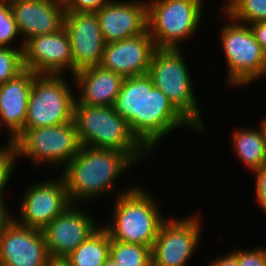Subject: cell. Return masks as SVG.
Listing matches in <instances>:
<instances>
[{"label":"cell","instance_id":"6da1fadb","mask_svg":"<svg viewBox=\"0 0 266 266\" xmlns=\"http://www.w3.org/2000/svg\"><path fill=\"white\" fill-rule=\"evenodd\" d=\"M113 109L150 154L162 138L178 127L199 132L155 87L148 74L124 78Z\"/></svg>","mask_w":266,"mask_h":266},{"label":"cell","instance_id":"7a4b0ae2","mask_svg":"<svg viewBox=\"0 0 266 266\" xmlns=\"http://www.w3.org/2000/svg\"><path fill=\"white\" fill-rule=\"evenodd\" d=\"M134 164L124 152L81 146L79 152L63 167L61 176L70 201L72 204H79L93 201L101 194L107 196L113 193L116 197L130 190L132 185L125 188L127 190L115 188L120 177Z\"/></svg>","mask_w":266,"mask_h":266},{"label":"cell","instance_id":"3957f363","mask_svg":"<svg viewBox=\"0 0 266 266\" xmlns=\"http://www.w3.org/2000/svg\"><path fill=\"white\" fill-rule=\"evenodd\" d=\"M73 120L81 146L121 151L135 163L151 157L113 106L75 104Z\"/></svg>","mask_w":266,"mask_h":266},{"label":"cell","instance_id":"277c9868","mask_svg":"<svg viewBox=\"0 0 266 266\" xmlns=\"http://www.w3.org/2000/svg\"><path fill=\"white\" fill-rule=\"evenodd\" d=\"M143 187L133 185L116 196L112 207V220L103 226L111 241L153 246L163 218L159 206Z\"/></svg>","mask_w":266,"mask_h":266},{"label":"cell","instance_id":"5b68a950","mask_svg":"<svg viewBox=\"0 0 266 266\" xmlns=\"http://www.w3.org/2000/svg\"><path fill=\"white\" fill-rule=\"evenodd\" d=\"M181 48H156L148 75L174 107L200 132L205 129L203 114Z\"/></svg>","mask_w":266,"mask_h":266},{"label":"cell","instance_id":"8992f818","mask_svg":"<svg viewBox=\"0 0 266 266\" xmlns=\"http://www.w3.org/2000/svg\"><path fill=\"white\" fill-rule=\"evenodd\" d=\"M227 17L220 33L221 46L227 64V83L239 88L246 87L266 76V54L256 41L248 24H242Z\"/></svg>","mask_w":266,"mask_h":266},{"label":"cell","instance_id":"52a82bcc","mask_svg":"<svg viewBox=\"0 0 266 266\" xmlns=\"http://www.w3.org/2000/svg\"><path fill=\"white\" fill-rule=\"evenodd\" d=\"M202 5V0H148L147 30L156 48L179 49L190 39L200 27Z\"/></svg>","mask_w":266,"mask_h":266},{"label":"cell","instance_id":"ba28073f","mask_svg":"<svg viewBox=\"0 0 266 266\" xmlns=\"http://www.w3.org/2000/svg\"><path fill=\"white\" fill-rule=\"evenodd\" d=\"M68 83L63 75L36 76L31 87L23 132L73 120L76 96Z\"/></svg>","mask_w":266,"mask_h":266},{"label":"cell","instance_id":"9c48e42d","mask_svg":"<svg viewBox=\"0 0 266 266\" xmlns=\"http://www.w3.org/2000/svg\"><path fill=\"white\" fill-rule=\"evenodd\" d=\"M15 148L18 160L23 156L34 160L32 163L36 167L47 163L50 167H59L69 163L79 152L81 143L72 120L60 125L27 129L15 140Z\"/></svg>","mask_w":266,"mask_h":266},{"label":"cell","instance_id":"30bf717a","mask_svg":"<svg viewBox=\"0 0 266 266\" xmlns=\"http://www.w3.org/2000/svg\"><path fill=\"white\" fill-rule=\"evenodd\" d=\"M197 213L182 219H165L151 248L152 266H187L201 241Z\"/></svg>","mask_w":266,"mask_h":266},{"label":"cell","instance_id":"8fae6325","mask_svg":"<svg viewBox=\"0 0 266 266\" xmlns=\"http://www.w3.org/2000/svg\"><path fill=\"white\" fill-rule=\"evenodd\" d=\"M59 177L34 182L23 192L19 219L20 225L43 230L55 217L72 205L64 179ZM17 219V220H16Z\"/></svg>","mask_w":266,"mask_h":266},{"label":"cell","instance_id":"7c38bea8","mask_svg":"<svg viewBox=\"0 0 266 266\" xmlns=\"http://www.w3.org/2000/svg\"><path fill=\"white\" fill-rule=\"evenodd\" d=\"M64 28L72 49V75L100 66L106 45L96 12H65Z\"/></svg>","mask_w":266,"mask_h":266},{"label":"cell","instance_id":"4fadbf2b","mask_svg":"<svg viewBox=\"0 0 266 266\" xmlns=\"http://www.w3.org/2000/svg\"><path fill=\"white\" fill-rule=\"evenodd\" d=\"M72 62L71 42L64 27L52 34L33 36L24 43V68L36 74L64 75L70 71L72 75Z\"/></svg>","mask_w":266,"mask_h":266},{"label":"cell","instance_id":"5bb4252c","mask_svg":"<svg viewBox=\"0 0 266 266\" xmlns=\"http://www.w3.org/2000/svg\"><path fill=\"white\" fill-rule=\"evenodd\" d=\"M79 206L72 204L42 230L50 255L69 256L100 227L95 217Z\"/></svg>","mask_w":266,"mask_h":266},{"label":"cell","instance_id":"9a60e30c","mask_svg":"<svg viewBox=\"0 0 266 266\" xmlns=\"http://www.w3.org/2000/svg\"><path fill=\"white\" fill-rule=\"evenodd\" d=\"M49 255L42 230L13 219L0 232V266H45Z\"/></svg>","mask_w":266,"mask_h":266},{"label":"cell","instance_id":"2e32d148","mask_svg":"<svg viewBox=\"0 0 266 266\" xmlns=\"http://www.w3.org/2000/svg\"><path fill=\"white\" fill-rule=\"evenodd\" d=\"M10 4L22 38L19 47L33 36L52 34L64 27L63 0H10Z\"/></svg>","mask_w":266,"mask_h":266},{"label":"cell","instance_id":"e0dca14e","mask_svg":"<svg viewBox=\"0 0 266 266\" xmlns=\"http://www.w3.org/2000/svg\"><path fill=\"white\" fill-rule=\"evenodd\" d=\"M156 49L147 30L141 35L106 43L100 66L124 78L148 74L151 57Z\"/></svg>","mask_w":266,"mask_h":266},{"label":"cell","instance_id":"ac0fdd59","mask_svg":"<svg viewBox=\"0 0 266 266\" xmlns=\"http://www.w3.org/2000/svg\"><path fill=\"white\" fill-rule=\"evenodd\" d=\"M96 14L106 43L131 38L147 31V1L111 0Z\"/></svg>","mask_w":266,"mask_h":266},{"label":"cell","instance_id":"d6986e66","mask_svg":"<svg viewBox=\"0 0 266 266\" xmlns=\"http://www.w3.org/2000/svg\"><path fill=\"white\" fill-rule=\"evenodd\" d=\"M38 74L24 69L14 78L0 84V121L15 140L23 133L33 81Z\"/></svg>","mask_w":266,"mask_h":266},{"label":"cell","instance_id":"ffe728a7","mask_svg":"<svg viewBox=\"0 0 266 266\" xmlns=\"http://www.w3.org/2000/svg\"><path fill=\"white\" fill-rule=\"evenodd\" d=\"M72 76L80 89L79 94H75V104L94 106H113L124 80L120 74L101 66L83 69Z\"/></svg>","mask_w":266,"mask_h":266},{"label":"cell","instance_id":"44dd1931","mask_svg":"<svg viewBox=\"0 0 266 266\" xmlns=\"http://www.w3.org/2000/svg\"><path fill=\"white\" fill-rule=\"evenodd\" d=\"M232 138V148L248 170L252 173L266 164V146L260 129H250V126L235 128Z\"/></svg>","mask_w":266,"mask_h":266},{"label":"cell","instance_id":"7402d4cb","mask_svg":"<svg viewBox=\"0 0 266 266\" xmlns=\"http://www.w3.org/2000/svg\"><path fill=\"white\" fill-rule=\"evenodd\" d=\"M111 239L102 225L69 256L72 266H102L109 257Z\"/></svg>","mask_w":266,"mask_h":266},{"label":"cell","instance_id":"603a6c76","mask_svg":"<svg viewBox=\"0 0 266 266\" xmlns=\"http://www.w3.org/2000/svg\"><path fill=\"white\" fill-rule=\"evenodd\" d=\"M109 256L118 266H152L151 247L111 241Z\"/></svg>","mask_w":266,"mask_h":266},{"label":"cell","instance_id":"cb8c5ba5","mask_svg":"<svg viewBox=\"0 0 266 266\" xmlns=\"http://www.w3.org/2000/svg\"><path fill=\"white\" fill-rule=\"evenodd\" d=\"M222 10L242 24L266 21V0H226Z\"/></svg>","mask_w":266,"mask_h":266},{"label":"cell","instance_id":"d4e9b609","mask_svg":"<svg viewBox=\"0 0 266 266\" xmlns=\"http://www.w3.org/2000/svg\"><path fill=\"white\" fill-rule=\"evenodd\" d=\"M23 47H0V84L24 70Z\"/></svg>","mask_w":266,"mask_h":266},{"label":"cell","instance_id":"484cf974","mask_svg":"<svg viewBox=\"0 0 266 266\" xmlns=\"http://www.w3.org/2000/svg\"><path fill=\"white\" fill-rule=\"evenodd\" d=\"M21 39L11 11L10 1L0 0V47H11L13 41ZM12 42V43H11Z\"/></svg>","mask_w":266,"mask_h":266},{"label":"cell","instance_id":"4316f807","mask_svg":"<svg viewBox=\"0 0 266 266\" xmlns=\"http://www.w3.org/2000/svg\"><path fill=\"white\" fill-rule=\"evenodd\" d=\"M9 139L10 140L6 142L7 144L1 145L0 148V196H5L4 190L7 188V185H9V179H11L18 161L15 139L10 137Z\"/></svg>","mask_w":266,"mask_h":266},{"label":"cell","instance_id":"83f0119b","mask_svg":"<svg viewBox=\"0 0 266 266\" xmlns=\"http://www.w3.org/2000/svg\"><path fill=\"white\" fill-rule=\"evenodd\" d=\"M232 252L237 257L238 266H266V248L264 247L247 250L239 248Z\"/></svg>","mask_w":266,"mask_h":266},{"label":"cell","instance_id":"f1b7e54d","mask_svg":"<svg viewBox=\"0 0 266 266\" xmlns=\"http://www.w3.org/2000/svg\"><path fill=\"white\" fill-rule=\"evenodd\" d=\"M111 0H65L66 12H97Z\"/></svg>","mask_w":266,"mask_h":266},{"label":"cell","instance_id":"f546056e","mask_svg":"<svg viewBox=\"0 0 266 266\" xmlns=\"http://www.w3.org/2000/svg\"><path fill=\"white\" fill-rule=\"evenodd\" d=\"M252 174L255 178V195L257 205L266 214V164L254 171Z\"/></svg>","mask_w":266,"mask_h":266},{"label":"cell","instance_id":"4dcf8cb0","mask_svg":"<svg viewBox=\"0 0 266 266\" xmlns=\"http://www.w3.org/2000/svg\"><path fill=\"white\" fill-rule=\"evenodd\" d=\"M249 27L251 28L256 41L260 44L263 52L266 54V21L250 23Z\"/></svg>","mask_w":266,"mask_h":266},{"label":"cell","instance_id":"1f68e13d","mask_svg":"<svg viewBox=\"0 0 266 266\" xmlns=\"http://www.w3.org/2000/svg\"><path fill=\"white\" fill-rule=\"evenodd\" d=\"M208 266H238L237 257L232 251L227 252L225 256L212 260Z\"/></svg>","mask_w":266,"mask_h":266},{"label":"cell","instance_id":"d6a6232c","mask_svg":"<svg viewBox=\"0 0 266 266\" xmlns=\"http://www.w3.org/2000/svg\"><path fill=\"white\" fill-rule=\"evenodd\" d=\"M4 196H0V232L13 220V213L8 212Z\"/></svg>","mask_w":266,"mask_h":266},{"label":"cell","instance_id":"836d02e7","mask_svg":"<svg viewBox=\"0 0 266 266\" xmlns=\"http://www.w3.org/2000/svg\"><path fill=\"white\" fill-rule=\"evenodd\" d=\"M45 266H72V265L68 257L49 255Z\"/></svg>","mask_w":266,"mask_h":266},{"label":"cell","instance_id":"e575fe53","mask_svg":"<svg viewBox=\"0 0 266 266\" xmlns=\"http://www.w3.org/2000/svg\"><path fill=\"white\" fill-rule=\"evenodd\" d=\"M261 122H260V125L259 126V129L261 130V133H262V136H263V141L265 143V146H266V117H262L261 118Z\"/></svg>","mask_w":266,"mask_h":266},{"label":"cell","instance_id":"d590c367","mask_svg":"<svg viewBox=\"0 0 266 266\" xmlns=\"http://www.w3.org/2000/svg\"><path fill=\"white\" fill-rule=\"evenodd\" d=\"M102 266H118V264H116L114 260L109 256Z\"/></svg>","mask_w":266,"mask_h":266},{"label":"cell","instance_id":"8d00e7d4","mask_svg":"<svg viewBox=\"0 0 266 266\" xmlns=\"http://www.w3.org/2000/svg\"><path fill=\"white\" fill-rule=\"evenodd\" d=\"M0 127H1V129L4 128L1 121H0Z\"/></svg>","mask_w":266,"mask_h":266}]
</instances>
